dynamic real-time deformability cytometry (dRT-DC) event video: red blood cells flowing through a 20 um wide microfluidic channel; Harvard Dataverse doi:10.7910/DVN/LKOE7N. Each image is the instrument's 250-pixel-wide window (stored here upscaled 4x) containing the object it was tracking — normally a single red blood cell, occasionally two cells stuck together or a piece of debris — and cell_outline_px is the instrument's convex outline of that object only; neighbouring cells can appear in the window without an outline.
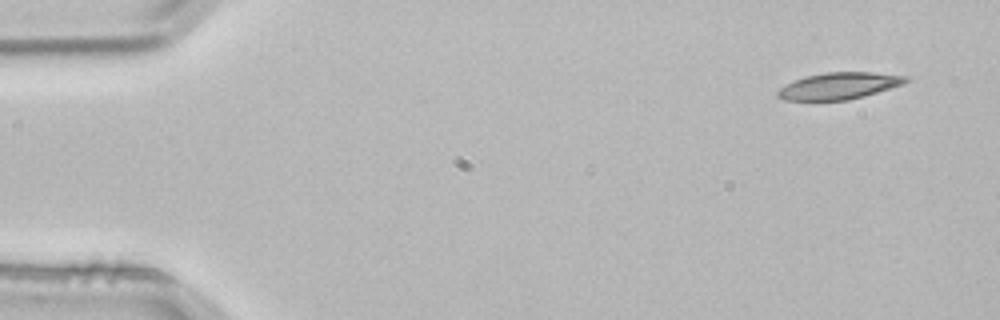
{"species": "common noctule bat (a hibernating species)", "species_latin": "Nyctalus noctula", "temperature_condition": "room temperature", "stored_images_in_passage": 3, "camera_frame_rate_fps": 3000, "um_per_image_px": 0.085, "animal": {"sex": "male", "body_mass_g": 21.5, "forearm_length_mm": 52.0}, "frame": {"image": 1, "passage_image": 1, "time_ms": 0.0, "image_size_px": [1000, 320], "cell_outline_px": [[912, 80], [904, 84], [864, 96], [848, 100], [784, 100], [776, 96], [776, 92], [780, 88], [796, 80], [808, 76], [828, 72], [872, 72], [908, 76]], "centroid_in_image_um": [71.38, 7.3], "position_along_channel_um": 13.6, "area_um2": 19.83}}
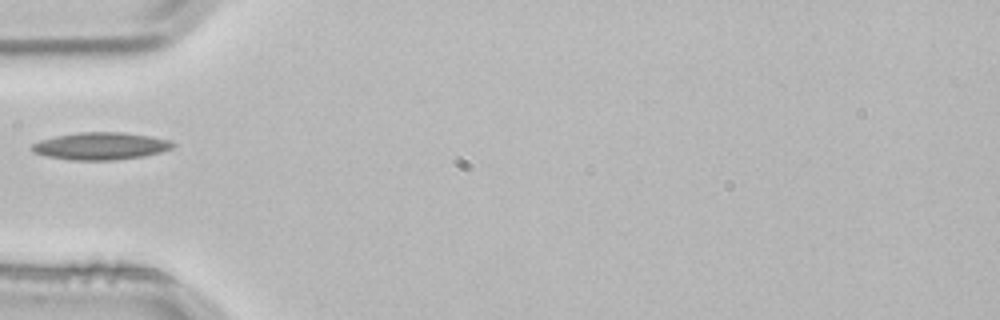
{"frame": {"image": 2, "passage_image": 3, "time_ms": 0.667, "image_size_px": [1000, 320], "cell_outline_px": [[176, 144], [172, 148], [160, 152], [144, 156], [116, 160], [68, 160], [48, 156], [32, 152], [28, 148], [32, 144], [40, 140], [56, 136], [76, 132], [124, 132], [152, 136], [168, 140]], "centroid_in_image_um": [8.53, 12.41], "position_along_channel_um": 76.5, "area_um2": 22.66}}